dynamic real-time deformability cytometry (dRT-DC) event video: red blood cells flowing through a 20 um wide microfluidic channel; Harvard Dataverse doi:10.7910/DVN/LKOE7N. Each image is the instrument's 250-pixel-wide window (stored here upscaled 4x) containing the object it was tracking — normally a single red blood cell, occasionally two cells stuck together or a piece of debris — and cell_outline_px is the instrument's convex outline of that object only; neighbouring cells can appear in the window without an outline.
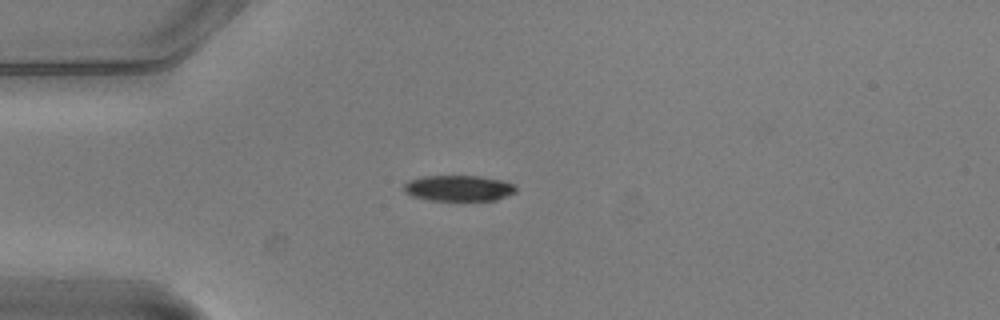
{"species": "common noctule bat (a hibernating species)", "species_latin": "Nyctalus noctula", "temperature_condition": "warm", "stored_images_in_passage": 6, "camera_frame_rate_fps": 3000, "um_per_image_px": 0.085, "animal": {"sex": "male", "body_mass_g": 20.5, "forearm_length_mm": 52.5}, "frame": {"image": 1, "passage_image": 3, "time_ms": 0.667, "image_size_px": [1000, 320], "cell_outline_px": [[516, 192], [496, 200], [424, 200], [412, 196], [404, 192], [404, 184], [408, 180], [424, 176], [480, 176], [504, 180], [516, 184]], "centroid_in_image_um": [38.99, 15.99], "position_along_channel_um": 46.0, "area_um2": 17.05}}
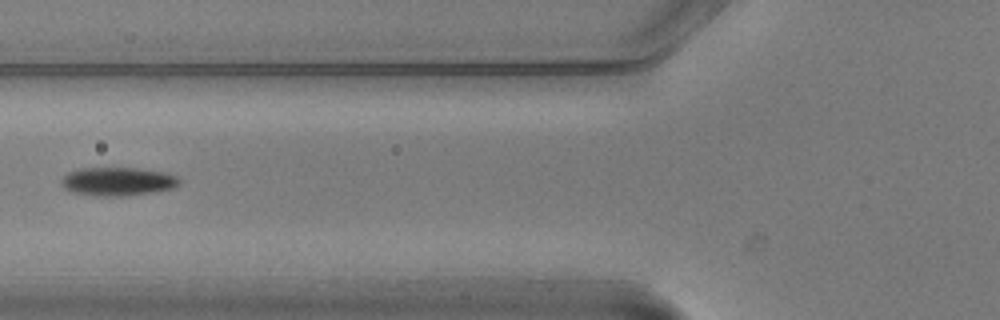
{"frame": {"image": 2, "passage_image": 5, "time_ms": 1.333, "image_size_px": [1000, 320], "cell_outline_px": [[180, 184], [172, 188], [148, 192], [116, 196], [104, 196], [76, 192], [64, 188], [60, 184], [60, 180], [68, 172], [76, 168], [136, 168], [164, 172], [176, 176], [180, 180]], "centroid_in_image_um": [9.97, 15.4], "position_along_channel_um": 115.8, "area_um2": 19.19}}
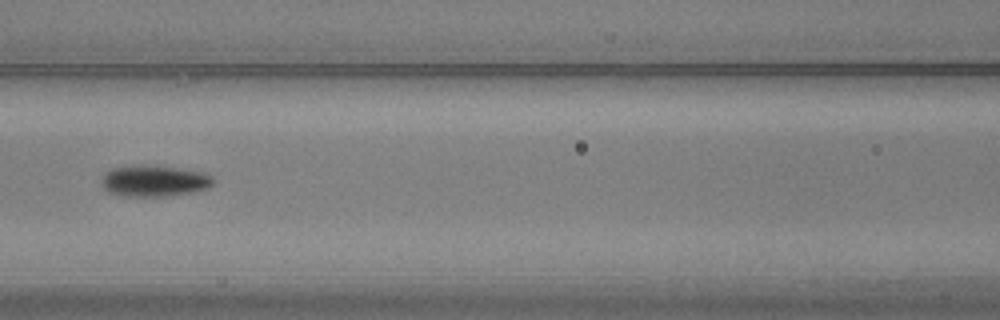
{"frame": {"image": 3, "passage_image": 6, "time_ms": 1.667, "image_size_px": [1000, 320], "cell_outline_px": [[216, 180], [208, 188], [192, 192], [164, 196], [124, 196], [108, 192], [100, 184], [100, 180], [104, 172], [112, 168], [144, 164], [176, 168], [204, 172], [212, 176]], "centroid_in_image_um": [13.08, 15.37], "position_along_channel_um": 153.5, "area_um2": 20.52}}